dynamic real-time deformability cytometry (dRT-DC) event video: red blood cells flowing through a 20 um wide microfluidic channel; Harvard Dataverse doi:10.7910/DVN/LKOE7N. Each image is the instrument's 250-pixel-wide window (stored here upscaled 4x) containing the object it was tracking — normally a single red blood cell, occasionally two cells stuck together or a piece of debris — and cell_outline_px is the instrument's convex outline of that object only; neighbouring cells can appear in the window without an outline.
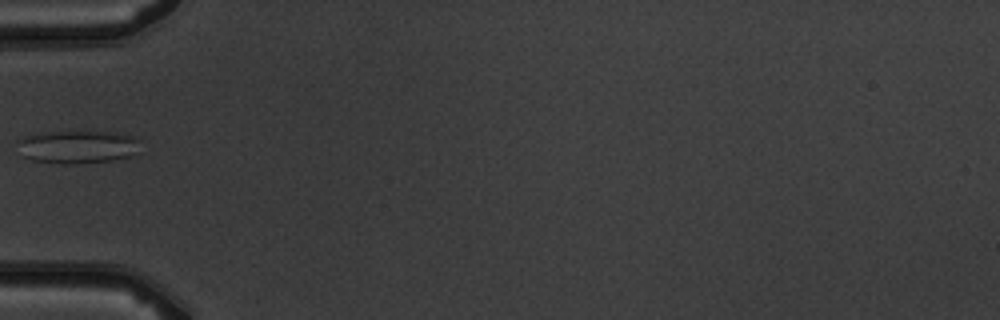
{"species": "common noctule bat (a hibernating species)", "species_latin": "Nyctalus noctula", "temperature_condition": "warm", "stored_images_in_passage": 6, "camera_frame_rate_fps": 3000, "um_per_image_px": 0.085, "animal": {"sex": "male", "body_mass_g": 19.5, "forearm_length_mm": 54.6}, "frame": {"image": 1, "passage_image": 6, "time_ms": 5.667, "image_size_px": [1000, 320], "cell_outline_px": [[136, 152], [128, 156], [112, 160], [72, 164], [64, 164], [32, 160], [24, 156], [16, 140], [24, 136], [44, 132], [68, 128], [112, 132], [132, 136], [136, 140]], "centroid_in_image_um": [6.51, 12.43], "position_along_channel_um": 78.5, "area_um2": 24.04}}